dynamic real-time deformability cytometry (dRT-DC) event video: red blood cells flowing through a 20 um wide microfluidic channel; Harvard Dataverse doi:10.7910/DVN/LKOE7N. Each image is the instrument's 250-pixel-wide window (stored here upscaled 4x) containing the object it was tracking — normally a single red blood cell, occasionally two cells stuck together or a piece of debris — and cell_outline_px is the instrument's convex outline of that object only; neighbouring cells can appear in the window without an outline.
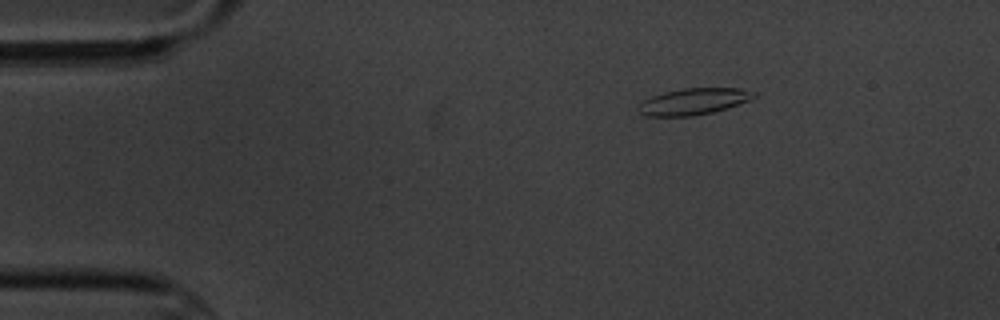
{"species": "common noctule bat (a hibernating species)", "species_latin": "Nyctalus noctula", "temperature_condition": "cold", "stored_images_in_passage": 6, "camera_frame_rate_fps": 3000, "um_per_image_px": 0.085, "animal": {"sex": "male", "body_mass_g": 20.1, "forearm_length_mm": 53.5}, "frame": {"image": 1, "passage_image": 3, "time_ms": 2.333, "image_size_px": [1000, 320], "cell_outline_px": [[756, 96], [748, 100], [728, 108], [712, 112], [692, 116], [644, 116], [636, 108], [644, 100], [652, 96], [664, 92], [684, 88], [740, 88], [756, 92]], "centroid_in_image_um": [58.94, 8.62], "position_along_channel_um": 26.1, "area_um2": 17.74}}
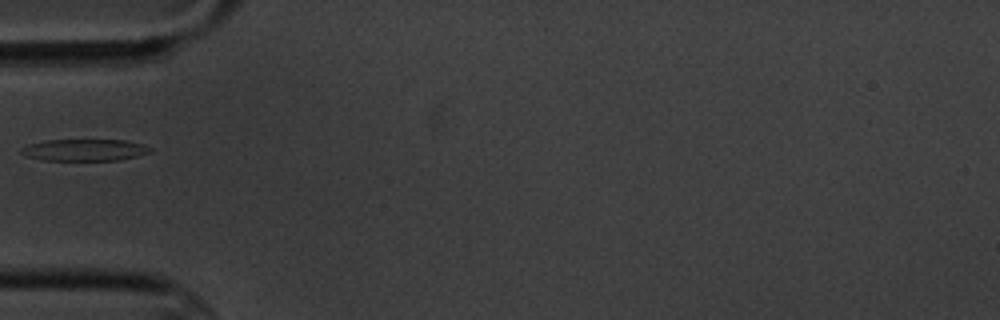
{"frame": {"image": 2, "passage_image": 6, "time_ms": 5.667, "image_size_px": [1000, 320], "cell_outline_px": [[152, 152], [120, 160], [44, 160], [28, 156], [20, 152], [20, 148], [28, 144], [44, 140], [124, 140], [140, 144], [152, 148]], "centroid_in_image_um": [7.17, 12.74], "position_along_channel_um": 77.8, "area_um2": 16.24}}